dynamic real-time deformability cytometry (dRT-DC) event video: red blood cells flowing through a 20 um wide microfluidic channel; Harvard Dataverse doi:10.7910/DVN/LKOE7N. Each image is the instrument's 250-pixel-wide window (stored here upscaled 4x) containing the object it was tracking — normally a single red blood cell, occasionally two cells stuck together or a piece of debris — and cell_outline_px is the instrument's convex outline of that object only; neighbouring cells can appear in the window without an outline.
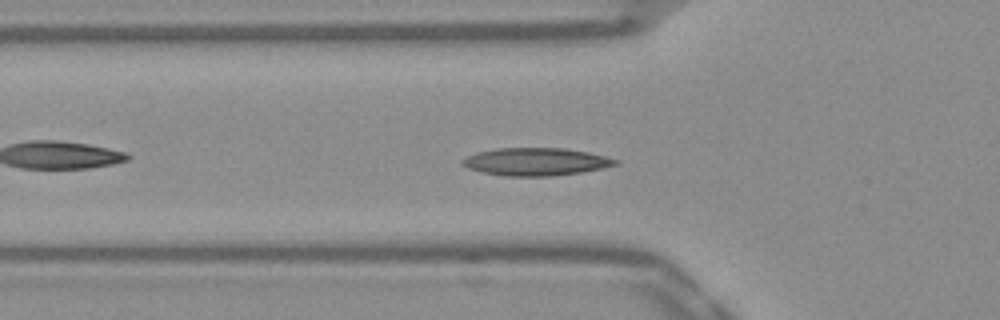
{"species": "Egyptian fruit bat (a non-hibernating species)", "species_latin": "Rousettus aegyptiacus", "temperature_condition": "warm", "stored_images_in_passage": 53, "camera_frame_rate_fps": 3000, "um_per_image_px": 0.085, "frame": {"image": 1, "passage_image": 17, "time_ms": 5.333, "image_size_px": [1000, 320], "cell_outline_px": [[620, 164], [580, 172], [548, 176], [508, 176], [484, 172], [468, 168], [460, 164], [460, 160], [476, 152], [496, 148], [564, 148], [588, 152], [620, 160]], "centroid_in_image_um": [45.53, 13.73], "position_along_channel_um": 80.3, "area_um2": 24.57}}
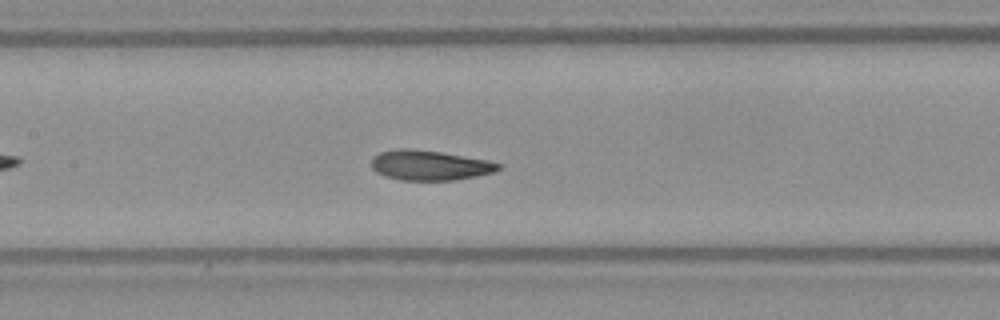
{"frame": {"image": 2, "passage_image": 24, "time_ms": 7.667, "image_size_px": [1000, 320], "cell_outline_px": [[504, 164], [500, 168], [492, 172], [476, 176], [456, 180], [400, 180], [384, 176], [376, 172], [372, 168], [372, 156], [380, 152], [400, 148], [408, 148], [440, 152], [488, 160]], "centroid_in_image_um": [36.51, 14.05], "position_along_channel_um": 170.9, "area_um2": 22.2}}
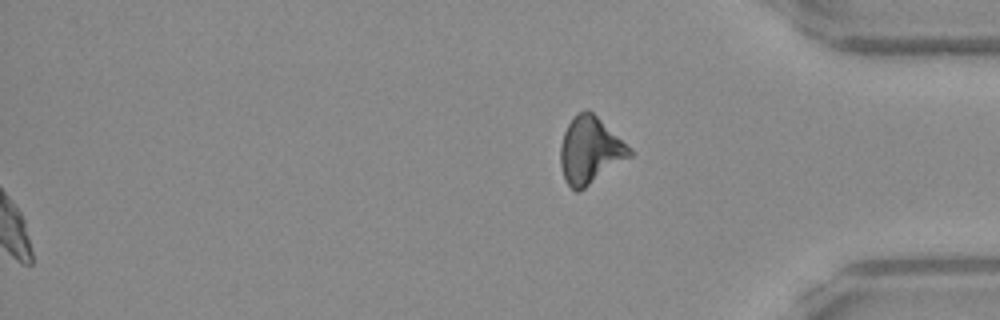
{"frame": {"image": 3, "passage_image": 53, "time_ms": 17.333, "image_size_px": [1000, 320], "cell_outline_px": [[632, 156], [584, 188], [576, 192], [564, 180], [560, 164], [560, 148], [564, 132], [572, 116], [588, 108], [632, 148]], "centroid_in_image_um": [50.15, 12.77], "position_along_channel_um": 385.0, "area_um2": 26.88}, "authors_computed_cell_mechanics": {"area_um2": 22.3108, "velocity_mm_per_s": 3.8316, "shape_relaxation_time_tau1_ms": 5.0655, "shape_relaxation_time_tau2_ms": 1.7343, "deformation_change_tau1": 0.1579, "deformation_change_tau2": 0.0759}}